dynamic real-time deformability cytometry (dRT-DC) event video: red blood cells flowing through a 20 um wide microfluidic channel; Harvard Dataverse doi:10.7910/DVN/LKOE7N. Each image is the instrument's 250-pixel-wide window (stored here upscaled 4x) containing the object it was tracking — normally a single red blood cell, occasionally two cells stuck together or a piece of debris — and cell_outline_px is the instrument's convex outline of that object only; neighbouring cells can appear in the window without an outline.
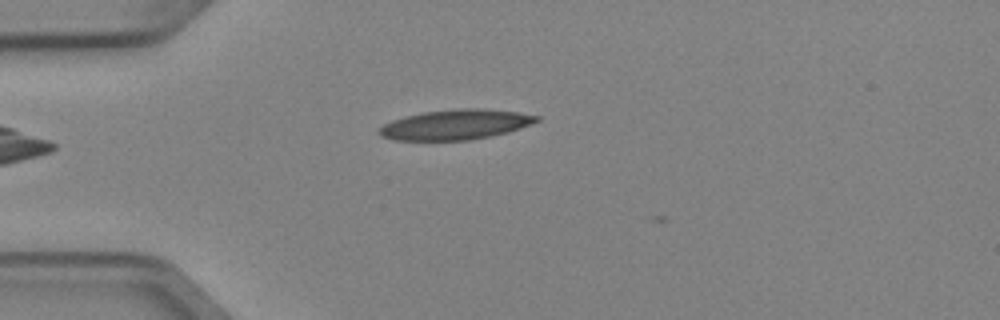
{"species": "Egyptian fruit bat (a non-hibernating species)", "species_latin": "Rousettus aegyptiacus", "temperature_condition": "cold", "stored_images_in_passage": 2, "camera_frame_rate_fps": 3000, "um_per_image_px": 0.085, "animal": {"sex": "female"}, "frame": {"image": 1, "passage_image": 1, "time_ms": 0.0, "image_size_px": [1000, 320], "cell_outline_px": [[540, 120], [520, 128], [508, 132], [468, 140], [392, 140], [380, 136], [376, 132], [384, 124], [392, 120], [404, 116], [424, 112], [456, 108], [484, 108], [520, 112], [540, 116]], "centroid_in_image_um": [38.71, 10.58], "position_along_channel_um": 46.3, "area_um2": 27.69}}